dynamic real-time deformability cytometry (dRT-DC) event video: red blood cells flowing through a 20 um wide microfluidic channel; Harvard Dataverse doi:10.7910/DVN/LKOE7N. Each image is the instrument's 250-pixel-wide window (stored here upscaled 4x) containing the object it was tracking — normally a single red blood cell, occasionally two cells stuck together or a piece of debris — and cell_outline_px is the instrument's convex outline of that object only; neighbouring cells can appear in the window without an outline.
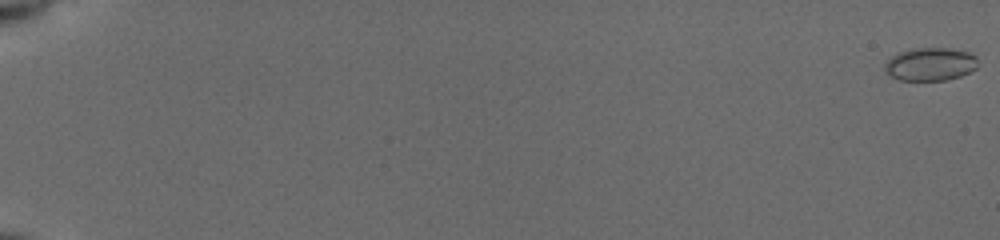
{"species": "common noctule bat (a hibernating species)", "species_latin": "Nyctalus noctula", "temperature_condition": "cold", "stored_images_in_passage": 11, "camera_frame_rate_fps": 3000, "um_per_image_px": 0.085, "animal": {"sex": "female", "body_mass_g": 19.5, "forearm_length_mm": 54.1}, "frame": {"image": 1, "passage_image": 1, "time_ms": 0.0, "image_size_px": [1000, 240], "cell_outline_px": [[976, 68], [960, 76], [944, 80], [900, 80], [884, 72], [884, 64], [892, 56], [900, 52], [916, 48], [948, 48], [968, 52], [976, 56]], "centroid_in_image_um": [79.05, 5.45], "position_along_channel_um": 5.9, "area_um2": 17.74}}